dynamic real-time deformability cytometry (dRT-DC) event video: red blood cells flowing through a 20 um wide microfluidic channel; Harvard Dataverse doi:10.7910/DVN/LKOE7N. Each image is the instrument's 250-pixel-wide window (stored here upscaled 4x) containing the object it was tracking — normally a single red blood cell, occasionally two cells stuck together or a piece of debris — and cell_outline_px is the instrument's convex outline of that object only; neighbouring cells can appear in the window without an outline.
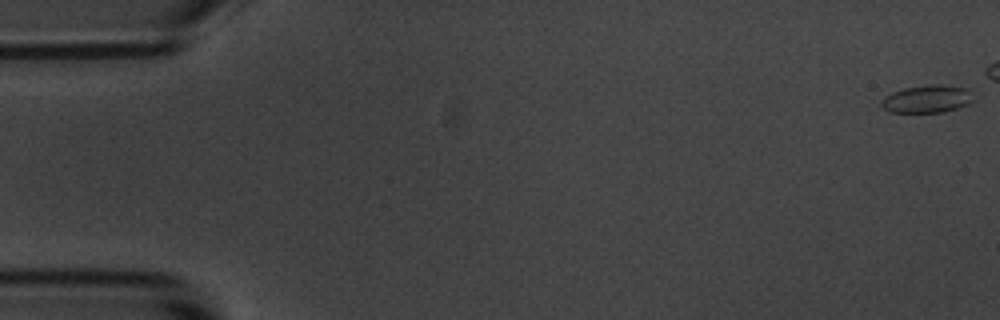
{"species": "common noctule bat (a hibernating species)", "species_latin": "Nyctalus noctula", "temperature_condition": "room temperature", "stored_images_in_passage": 5, "camera_frame_rate_fps": 3000, "um_per_image_px": 0.085, "animal": {"sex": "male", "body_mass_g": 20.1, "forearm_length_mm": 53.5}, "frame": {"image": 1, "passage_image": 1, "time_ms": 0.0, "image_size_px": [1000, 320], "cell_outline_px": [[976, 100], [968, 104], [944, 112], [892, 112], [884, 108], [880, 104], [880, 100], [884, 96], [892, 92], [904, 88], [928, 84], [944, 84], [968, 88]], "centroid_in_image_um": [78.83, 8.39], "position_along_channel_um": 6.2, "area_um2": 15.09}}